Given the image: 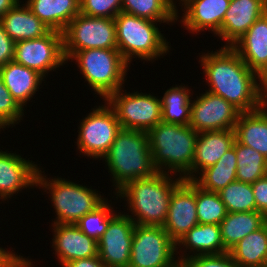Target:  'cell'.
<instances>
[{
  "label": "cell",
  "mask_w": 267,
  "mask_h": 267,
  "mask_svg": "<svg viewBox=\"0 0 267 267\" xmlns=\"http://www.w3.org/2000/svg\"><path fill=\"white\" fill-rule=\"evenodd\" d=\"M107 105V106H106ZM78 127L77 148L84 156L100 160L107 154L121 125L113 108L106 102L93 108Z\"/></svg>",
  "instance_id": "obj_10"
},
{
  "label": "cell",
  "mask_w": 267,
  "mask_h": 267,
  "mask_svg": "<svg viewBox=\"0 0 267 267\" xmlns=\"http://www.w3.org/2000/svg\"><path fill=\"white\" fill-rule=\"evenodd\" d=\"M184 9L180 23L191 33L212 31L215 36L220 31L231 0H180Z\"/></svg>",
  "instance_id": "obj_19"
},
{
  "label": "cell",
  "mask_w": 267,
  "mask_h": 267,
  "mask_svg": "<svg viewBox=\"0 0 267 267\" xmlns=\"http://www.w3.org/2000/svg\"><path fill=\"white\" fill-rule=\"evenodd\" d=\"M229 253L239 267H262L267 262V225L241 239Z\"/></svg>",
  "instance_id": "obj_28"
},
{
  "label": "cell",
  "mask_w": 267,
  "mask_h": 267,
  "mask_svg": "<svg viewBox=\"0 0 267 267\" xmlns=\"http://www.w3.org/2000/svg\"><path fill=\"white\" fill-rule=\"evenodd\" d=\"M102 160L111 173L115 192L131 180L148 178L157 172L152 163L148 134L144 131L121 128Z\"/></svg>",
  "instance_id": "obj_4"
},
{
  "label": "cell",
  "mask_w": 267,
  "mask_h": 267,
  "mask_svg": "<svg viewBox=\"0 0 267 267\" xmlns=\"http://www.w3.org/2000/svg\"><path fill=\"white\" fill-rule=\"evenodd\" d=\"M19 1L0 18L5 32L14 41L31 40L46 35L50 29L37 18L28 5Z\"/></svg>",
  "instance_id": "obj_24"
},
{
  "label": "cell",
  "mask_w": 267,
  "mask_h": 267,
  "mask_svg": "<svg viewBox=\"0 0 267 267\" xmlns=\"http://www.w3.org/2000/svg\"><path fill=\"white\" fill-rule=\"evenodd\" d=\"M75 60L92 91L105 101L124 87L130 65L118 49L93 48L74 52L68 60ZM102 96V97H101Z\"/></svg>",
  "instance_id": "obj_6"
},
{
  "label": "cell",
  "mask_w": 267,
  "mask_h": 267,
  "mask_svg": "<svg viewBox=\"0 0 267 267\" xmlns=\"http://www.w3.org/2000/svg\"><path fill=\"white\" fill-rule=\"evenodd\" d=\"M179 246V247H178ZM180 246L184 249L193 251V254L184 253L177 260L181 264L184 260L198 255H219L229 252L223 245L222 235L219 225L197 224L190 229L177 243L176 253ZM191 254V255H189Z\"/></svg>",
  "instance_id": "obj_22"
},
{
  "label": "cell",
  "mask_w": 267,
  "mask_h": 267,
  "mask_svg": "<svg viewBox=\"0 0 267 267\" xmlns=\"http://www.w3.org/2000/svg\"><path fill=\"white\" fill-rule=\"evenodd\" d=\"M266 12L267 0H231L216 35L226 42L224 46H232Z\"/></svg>",
  "instance_id": "obj_17"
},
{
  "label": "cell",
  "mask_w": 267,
  "mask_h": 267,
  "mask_svg": "<svg viewBox=\"0 0 267 267\" xmlns=\"http://www.w3.org/2000/svg\"><path fill=\"white\" fill-rule=\"evenodd\" d=\"M32 263L30 259L19 255L7 267H32L34 266Z\"/></svg>",
  "instance_id": "obj_44"
},
{
  "label": "cell",
  "mask_w": 267,
  "mask_h": 267,
  "mask_svg": "<svg viewBox=\"0 0 267 267\" xmlns=\"http://www.w3.org/2000/svg\"><path fill=\"white\" fill-rule=\"evenodd\" d=\"M196 208L199 224L219 225L227 215L218 192H210L196 184Z\"/></svg>",
  "instance_id": "obj_34"
},
{
  "label": "cell",
  "mask_w": 267,
  "mask_h": 267,
  "mask_svg": "<svg viewBox=\"0 0 267 267\" xmlns=\"http://www.w3.org/2000/svg\"><path fill=\"white\" fill-rule=\"evenodd\" d=\"M0 76L13 98L23 108L40 88L44 77L37 71L13 61L0 66ZM38 89V90H37Z\"/></svg>",
  "instance_id": "obj_23"
},
{
  "label": "cell",
  "mask_w": 267,
  "mask_h": 267,
  "mask_svg": "<svg viewBox=\"0 0 267 267\" xmlns=\"http://www.w3.org/2000/svg\"><path fill=\"white\" fill-rule=\"evenodd\" d=\"M52 247L60 265L73 260L98 256V241L87 236L75 224H53Z\"/></svg>",
  "instance_id": "obj_18"
},
{
  "label": "cell",
  "mask_w": 267,
  "mask_h": 267,
  "mask_svg": "<svg viewBox=\"0 0 267 267\" xmlns=\"http://www.w3.org/2000/svg\"><path fill=\"white\" fill-rule=\"evenodd\" d=\"M40 167L16 153L0 151V199L18 194L23 188L37 186ZM21 189V190H20Z\"/></svg>",
  "instance_id": "obj_16"
},
{
  "label": "cell",
  "mask_w": 267,
  "mask_h": 267,
  "mask_svg": "<svg viewBox=\"0 0 267 267\" xmlns=\"http://www.w3.org/2000/svg\"><path fill=\"white\" fill-rule=\"evenodd\" d=\"M135 223L127 214H116L98 240V256L107 267H128Z\"/></svg>",
  "instance_id": "obj_14"
},
{
  "label": "cell",
  "mask_w": 267,
  "mask_h": 267,
  "mask_svg": "<svg viewBox=\"0 0 267 267\" xmlns=\"http://www.w3.org/2000/svg\"><path fill=\"white\" fill-rule=\"evenodd\" d=\"M20 0H0V18L11 10Z\"/></svg>",
  "instance_id": "obj_45"
},
{
  "label": "cell",
  "mask_w": 267,
  "mask_h": 267,
  "mask_svg": "<svg viewBox=\"0 0 267 267\" xmlns=\"http://www.w3.org/2000/svg\"><path fill=\"white\" fill-rule=\"evenodd\" d=\"M25 3L47 28L61 33L80 13V0H27Z\"/></svg>",
  "instance_id": "obj_25"
},
{
  "label": "cell",
  "mask_w": 267,
  "mask_h": 267,
  "mask_svg": "<svg viewBox=\"0 0 267 267\" xmlns=\"http://www.w3.org/2000/svg\"><path fill=\"white\" fill-rule=\"evenodd\" d=\"M117 49L130 65L133 58L154 61L170 50L156 21L120 12L115 18ZM135 56V57H134Z\"/></svg>",
  "instance_id": "obj_5"
},
{
  "label": "cell",
  "mask_w": 267,
  "mask_h": 267,
  "mask_svg": "<svg viewBox=\"0 0 267 267\" xmlns=\"http://www.w3.org/2000/svg\"><path fill=\"white\" fill-rule=\"evenodd\" d=\"M13 60L46 78L50 71L67 63L63 33L50 30L43 37L15 42Z\"/></svg>",
  "instance_id": "obj_12"
},
{
  "label": "cell",
  "mask_w": 267,
  "mask_h": 267,
  "mask_svg": "<svg viewBox=\"0 0 267 267\" xmlns=\"http://www.w3.org/2000/svg\"><path fill=\"white\" fill-rule=\"evenodd\" d=\"M15 42L5 32L0 23V66L7 64L14 59Z\"/></svg>",
  "instance_id": "obj_40"
},
{
  "label": "cell",
  "mask_w": 267,
  "mask_h": 267,
  "mask_svg": "<svg viewBox=\"0 0 267 267\" xmlns=\"http://www.w3.org/2000/svg\"><path fill=\"white\" fill-rule=\"evenodd\" d=\"M265 223L266 216L258 211L227 213L219 224L224 247L231 250L241 239Z\"/></svg>",
  "instance_id": "obj_27"
},
{
  "label": "cell",
  "mask_w": 267,
  "mask_h": 267,
  "mask_svg": "<svg viewBox=\"0 0 267 267\" xmlns=\"http://www.w3.org/2000/svg\"><path fill=\"white\" fill-rule=\"evenodd\" d=\"M237 158V181L252 184L265 177L267 158L255 149L239 143H233Z\"/></svg>",
  "instance_id": "obj_32"
},
{
  "label": "cell",
  "mask_w": 267,
  "mask_h": 267,
  "mask_svg": "<svg viewBox=\"0 0 267 267\" xmlns=\"http://www.w3.org/2000/svg\"><path fill=\"white\" fill-rule=\"evenodd\" d=\"M107 199L94 211L87 213L75 225L87 236L99 240L107 230L110 220L117 214Z\"/></svg>",
  "instance_id": "obj_35"
},
{
  "label": "cell",
  "mask_w": 267,
  "mask_h": 267,
  "mask_svg": "<svg viewBox=\"0 0 267 267\" xmlns=\"http://www.w3.org/2000/svg\"><path fill=\"white\" fill-rule=\"evenodd\" d=\"M23 115L24 109L13 98L0 76V129L19 124Z\"/></svg>",
  "instance_id": "obj_36"
},
{
  "label": "cell",
  "mask_w": 267,
  "mask_h": 267,
  "mask_svg": "<svg viewBox=\"0 0 267 267\" xmlns=\"http://www.w3.org/2000/svg\"><path fill=\"white\" fill-rule=\"evenodd\" d=\"M180 267H239L229 252L219 255H198L184 260Z\"/></svg>",
  "instance_id": "obj_38"
},
{
  "label": "cell",
  "mask_w": 267,
  "mask_h": 267,
  "mask_svg": "<svg viewBox=\"0 0 267 267\" xmlns=\"http://www.w3.org/2000/svg\"><path fill=\"white\" fill-rule=\"evenodd\" d=\"M234 141V129L198 133L192 163V180L196 178L195 175L213 166L233 146Z\"/></svg>",
  "instance_id": "obj_21"
},
{
  "label": "cell",
  "mask_w": 267,
  "mask_h": 267,
  "mask_svg": "<svg viewBox=\"0 0 267 267\" xmlns=\"http://www.w3.org/2000/svg\"><path fill=\"white\" fill-rule=\"evenodd\" d=\"M198 223L196 183L193 180L183 179L173 190L163 228L177 243Z\"/></svg>",
  "instance_id": "obj_15"
},
{
  "label": "cell",
  "mask_w": 267,
  "mask_h": 267,
  "mask_svg": "<svg viewBox=\"0 0 267 267\" xmlns=\"http://www.w3.org/2000/svg\"><path fill=\"white\" fill-rule=\"evenodd\" d=\"M241 111L208 91L191 102L189 126L196 132L234 129Z\"/></svg>",
  "instance_id": "obj_13"
},
{
  "label": "cell",
  "mask_w": 267,
  "mask_h": 267,
  "mask_svg": "<svg viewBox=\"0 0 267 267\" xmlns=\"http://www.w3.org/2000/svg\"><path fill=\"white\" fill-rule=\"evenodd\" d=\"M199 63L212 94L221 96L241 112L260 108L259 76L253 72L231 46L204 53Z\"/></svg>",
  "instance_id": "obj_1"
},
{
  "label": "cell",
  "mask_w": 267,
  "mask_h": 267,
  "mask_svg": "<svg viewBox=\"0 0 267 267\" xmlns=\"http://www.w3.org/2000/svg\"><path fill=\"white\" fill-rule=\"evenodd\" d=\"M236 172L237 158L235 148L232 146L213 166L204 169L193 181L204 190L219 192L237 180Z\"/></svg>",
  "instance_id": "obj_29"
},
{
  "label": "cell",
  "mask_w": 267,
  "mask_h": 267,
  "mask_svg": "<svg viewBox=\"0 0 267 267\" xmlns=\"http://www.w3.org/2000/svg\"><path fill=\"white\" fill-rule=\"evenodd\" d=\"M231 47L260 76L267 69V12Z\"/></svg>",
  "instance_id": "obj_20"
},
{
  "label": "cell",
  "mask_w": 267,
  "mask_h": 267,
  "mask_svg": "<svg viewBox=\"0 0 267 267\" xmlns=\"http://www.w3.org/2000/svg\"><path fill=\"white\" fill-rule=\"evenodd\" d=\"M260 107L267 113V94L261 99Z\"/></svg>",
  "instance_id": "obj_46"
},
{
  "label": "cell",
  "mask_w": 267,
  "mask_h": 267,
  "mask_svg": "<svg viewBox=\"0 0 267 267\" xmlns=\"http://www.w3.org/2000/svg\"><path fill=\"white\" fill-rule=\"evenodd\" d=\"M62 267H107L99 256L73 260L62 265Z\"/></svg>",
  "instance_id": "obj_41"
},
{
  "label": "cell",
  "mask_w": 267,
  "mask_h": 267,
  "mask_svg": "<svg viewBox=\"0 0 267 267\" xmlns=\"http://www.w3.org/2000/svg\"><path fill=\"white\" fill-rule=\"evenodd\" d=\"M235 139L267 158V113L260 107L241 112L234 128Z\"/></svg>",
  "instance_id": "obj_26"
},
{
  "label": "cell",
  "mask_w": 267,
  "mask_h": 267,
  "mask_svg": "<svg viewBox=\"0 0 267 267\" xmlns=\"http://www.w3.org/2000/svg\"><path fill=\"white\" fill-rule=\"evenodd\" d=\"M174 0H122V12L161 23L179 18ZM163 21V22H162Z\"/></svg>",
  "instance_id": "obj_30"
},
{
  "label": "cell",
  "mask_w": 267,
  "mask_h": 267,
  "mask_svg": "<svg viewBox=\"0 0 267 267\" xmlns=\"http://www.w3.org/2000/svg\"><path fill=\"white\" fill-rule=\"evenodd\" d=\"M123 92V88H120L106 99L115 111L122 129L148 132L162 122L160 98L138 91Z\"/></svg>",
  "instance_id": "obj_11"
},
{
  "label": "cell",
  "mask_w": 267,
  "mask_h": 267,
  "mask_svg": "<svg viewBox=\"0 0 267 267\" xmlns=\"http://www.w3.org/2000/svg\"><path fill=\"white\" fill-rule=\"evenodd\" d=\"M256 211L267 215V178L263 177L252 183Z\"/></svg>",
  "instance_id": "obj_39"
},
{
  "label": "cell",
  "mask_w": 267,
  "mask_h": 267,
  "mask_svg": "<svg viewBox=\"0 0 267 267\" xmlns=\"http://www.w3.org/2000/svg\"><path fill=\"white\" fill-rule=\"evenodd\" d=\"M228 213L256 211L251 184L234 181L218 192Z\"/></svg>",
  "instance_id": "obj_33"
},
{
  "label": "cell",
  "mask_w": 267,
  "mask_h": 267,
  "mask_svg": "<svg viewBox=\"0 0 267 267\" xmlns=\"http://www.w3.org/2000/svg\"><path fill=\"white\" fill-rule=\"evenodd\" d=\"M176 243L163 226L135 224L128 267H180Z\"/></svg>",
  "instance_id": "obj_9"
},
{
  "label": "cell",
  "mask_w": 267,
  "mask_h": 267,
  "mask_svg": "<svg viewBox=\"0 0 267 267\" xmlns=\"http://www.w3.org/2000/svg\"><path fill=\"white\" fill-rule=\"evenodd\" d=\"M63 44L67 61L74 52L81 50L117 49L114 19L90 17L79 13L63 31Z\"/></svg>",
  "instance_id": "obj_8"
},
{
  "label": "cell",
  "mask_w": 267,
  "mask_h": 267,
  "mask_svg": "<svg viewBox=\"0 0 267 267\" xmlns=\"http://www.w3.org/2000/svg\"><path fill=\"white\" fill-rule=\"evenodd\" d=\"M259 98L260 100L267 94V69L259 76Z\"/></svg>",
  "instance_id": "obj_43"
},
{
  "label": "cell",
  "mask_w": 267,
  "mask_h": 267,
  "mask_svg": "<svg viewBox=\"0 0 267 267\" xmlns=\"http://www.w3.org/2000/svg\"><path fill=\"white\" fill-rule=\"evenodd\" d=\"M147 134L152 163L157 172L179 173L184 180H192L198 132L189 125L160 122Z\"/></svg>",
  "instance_id": "obj_3"
},
{
  "label": "cell",
  "mask_w": 267,
  "mask_h": 267,
  "mask_svg": "<svg viewBox=\"0 0 267 267\" xmlns=\"http://www.w3.org/2000/svg\"><path fill=\"white\" fill-rule=\"evenodd\" d=\"M41 169L39 168L37 173L36 188L42 187L44 192L50 193L52 206L57 216L51 224H76L83 216L94 211L106 200L98 191L70 180L67 181L58 176L49 180L42 174Z\"/></svg>",
  "instance_id": "obj_7"
},
{
  "label": "cell",
  "mask_w": 267,
  "mask_h": 267,
  "mask_svg": "<svg viewBox=\"0 0 267 267\" xmlns=\"http://www.w3.org/2000/svg\"><path fill=\"white\" fill-rule=\"evenodd\" d=\"M0 247V267H7L18 255Z\"/></svg>",
  "instance_id": "obj_42"
},
{
  "label": "cell",
  "mask_w": 267,
  "mask_h": 267,
  "mask_svg": "<svg viewBox=\"0 0 267 267\" xmlns=\"http://www.w3.org/2000/svg\"><path fill=\"white\" fill-rule=\"evenodd\" d=\"M190 90L183 85L171 87L161 97L162 122L189 125L191 112Z\"/></svg>",
  "instance_id": "obj_31"
},
{
  "label": "cell",
  "mask_w": 267,
  "mask_h": 267,
  "mask_svg": "<svg viewBox=\"0 0 267 267\" xmlns=\"http://www.w3.org/2000/svg\"><path fill=\"white\" fill-rule=\"evenodd\" d=\"M172 177L170 173L156 172L151 177L129 181L115 193L120 199H127L132 216L127 215L135 224L164 225L173 190L183 180Z\"/></svg>",
  "instance_id": "obj_2"
},
{
  "label": "cell",
  "mask_w": 267,
  "mask_h": 267,
  "mask_svg": "<svg viewBox=\"0 0 267 267\" xmlns=\"http://www.w3.org/2000/svg\"><path fill=\"white\" fill-rule=\"evenodd\" d=\"M122 11V0H80V13L90 17L115 18Z\"/></svg>",
  "instance_id": "obj_37"
}]
</instances>
